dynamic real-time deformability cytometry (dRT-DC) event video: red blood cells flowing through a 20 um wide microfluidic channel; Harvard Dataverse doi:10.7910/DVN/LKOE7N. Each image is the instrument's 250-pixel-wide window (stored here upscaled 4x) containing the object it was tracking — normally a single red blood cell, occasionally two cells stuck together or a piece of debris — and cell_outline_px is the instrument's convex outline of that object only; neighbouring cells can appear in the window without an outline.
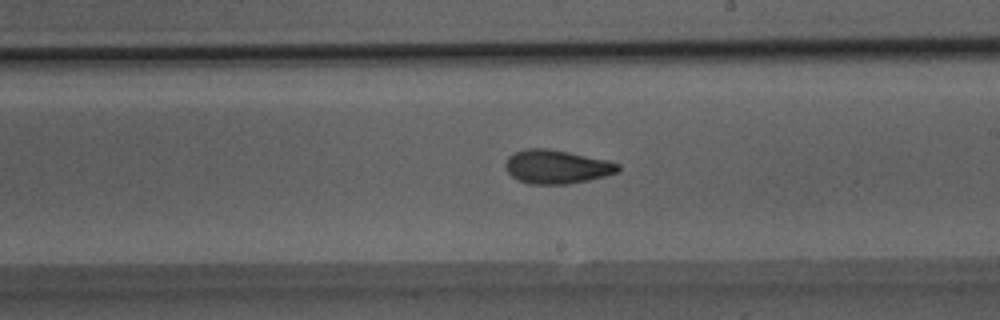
{"species": "Egyptian fruit bat (a non-hibernating species)", "species_latin": "Rousettus aegyptiacus", "temperature_condition": "room temperature", "stored_images_in_passage": 50, "camera_frame_rate_fps": 3000, "um_per_image_px": 0.085, "animal": {"sex": "male"}, "frame": {"image": 1, "passage_image": 29, "time_ms": 9.333, "image_size_px": [1000, 320], "cell_outline_px": [[620, 172], [588, 180], [568, 184], [528, 184], [516, 180], [504, 168], [504, 164], [508, 156], [524, 148], [548, 148], [608, 160], [620, 164]], "centroid_in_image_um": [47.3, 14.18], "position_along_channel_um": 241.7, "area_um2": 22.37}}
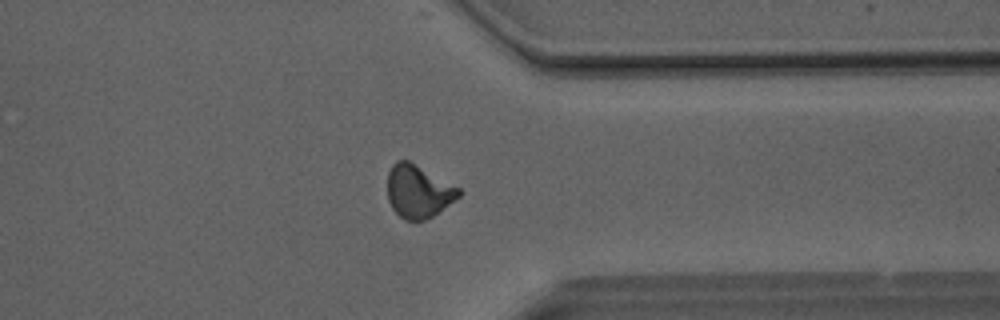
{"frame": {"image": 2, "passage_image": 39, "time_ms": 12.667, "image_size_px": [1000, 320], "cell_outline_px": [[460, 196], [432, 216], [424, 220], [404, 220], [392, 208], [388, 200], [388, 172], [392, 164], [396, 160], [408, 160], [460, 188]], "centroid_in_image_um": [35.53, 16.26], "position_along_channel_um": 375.9, "area_um2": 21.73}}
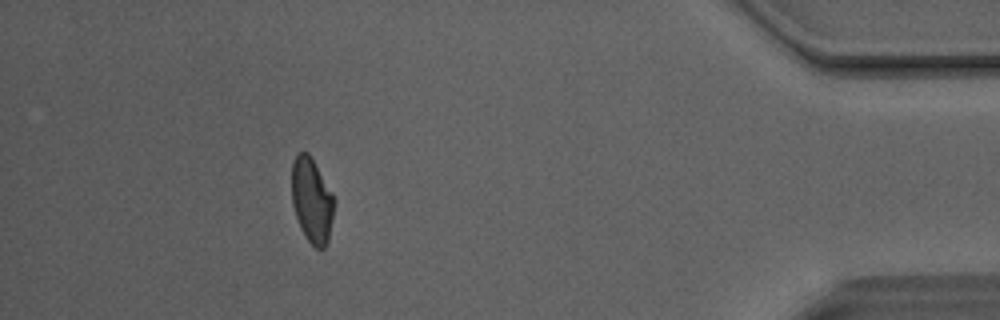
{"frame": {"image": 3, "passage_image": 45, "time_ms": 14.667, "image_size_px": [1000, 320], "cell_outline_px": [[336, 200], [328, 240], [324, 248], [316, 248], [304, 236], [300, 228], [292, 204], [292, 164], [296, 156], [300, 152], [308, 152], [332, 192]], "centroid_in_image_um": [26.51, 17.04], "position_along_channel_um": 408.7, "area_um2": 20.92}, "authors_computed_cell_mechanics": {"area_um2": 21.964, "velocity_mm_per_s": 4.1396, "shape_relaxation_time_tau1_ms": 7.0087, "shape_relaxation_time_tau2_ms": 2.5578, "deformation_change_tau1": 0.1586, "deformation_change_tau2": 0.0919}}